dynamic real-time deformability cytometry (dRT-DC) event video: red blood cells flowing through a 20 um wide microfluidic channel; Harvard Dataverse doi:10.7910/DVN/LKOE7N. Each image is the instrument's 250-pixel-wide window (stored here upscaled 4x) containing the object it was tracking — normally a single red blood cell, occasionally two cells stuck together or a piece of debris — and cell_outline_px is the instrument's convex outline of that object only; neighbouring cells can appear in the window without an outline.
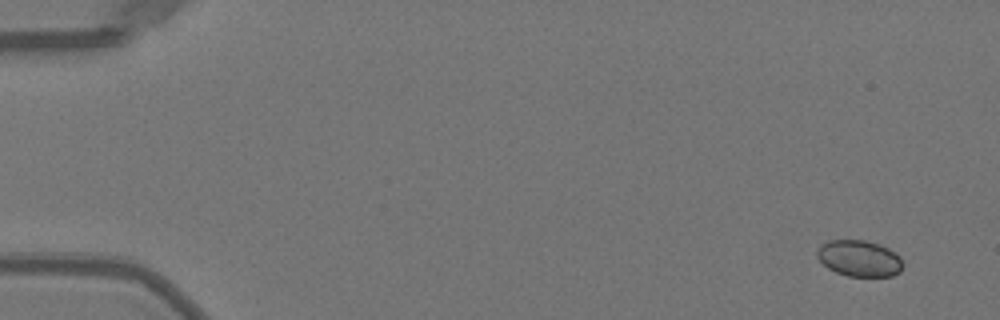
{"species": "Egyptian fruit bat (a non-hibernating species)", "species_latin": "Rousettus aegyptiacus", "temperature_condition": "warm", "stored_images_in_passage": 52, "camera_frame_rate_fps": 3000, "um_per_image_px": 0.085, "animal": {"sex": "female"}, "frame": {"image": 1, "passage_image": 3, "time_ms": 0.667, "image_size_px": [1000, 320], "cell_outline_px": [[904, 264], [900, 272], [892, 276], [848, 276], [836, 272], [828, 268], [816, 256], [816, 252], [828, 240], [864, 240], [880, 244], [896, 252], [900, 256]], "centroid_in_image_um": [73.09, 21.96], "position_along_channel_um": 11.9, "area_um2": 18.15}}
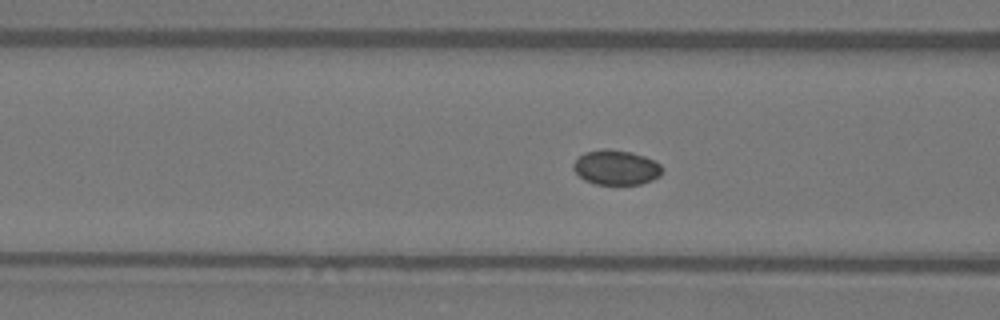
{"frame": {"image": 2, "passage_image": 21, "time_ms": 6.667, "image_size_px": [1000, 320], "cell_outline_px": [[664, 168], [660, 176], [652, 180], [640, 184], [596, 184], [584, 180], [572, 168], [572, 164], [584, 152], [604, 148], [632, 152], [656, 160]], "centroid_in_image_um": [52.39, 14.23], "position_along_channel_um": 114.2, "area_um2": 18.15}}
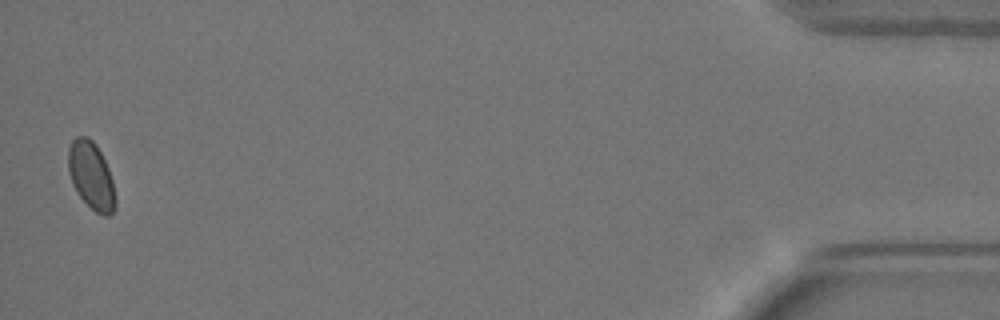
{"frame": {"image": 3, "passage_image": 51, "time_ms": 16.667, "image_size_px": [1000, 320], "cell_outline_px": [[116, 204], [112, 212], [108, 216], [104, 216], [96, 212], [76, 192], [72, 184], [68, 172], [68, 148], [72, 140], [76, 136], [88, 136], [96, 144], [108, 168], [112, 180], [116, 200]], "centroid_in_image_um": [7.73, 14.91], "position_along_channel_um": 427.5, "area_um2": 18.5}}